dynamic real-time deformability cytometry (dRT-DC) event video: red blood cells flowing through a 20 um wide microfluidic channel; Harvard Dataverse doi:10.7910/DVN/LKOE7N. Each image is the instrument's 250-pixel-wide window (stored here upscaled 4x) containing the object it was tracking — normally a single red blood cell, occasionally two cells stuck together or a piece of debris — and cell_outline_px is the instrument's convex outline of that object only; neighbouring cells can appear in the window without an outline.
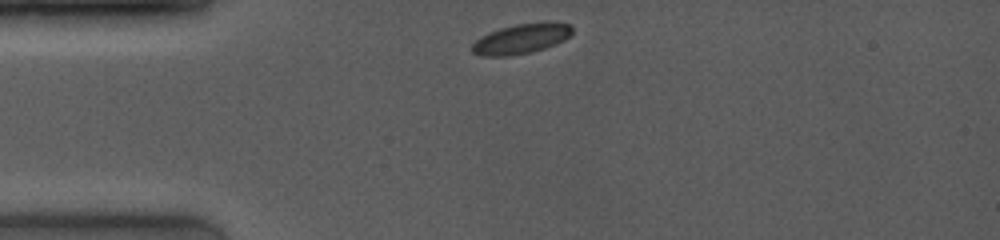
{"species": "common noctule bat (a hibernating species)", "species_latin": "Nyctalus noctula", "temperature_condition": "room temperature", "stored_images_in_passage": 32, "camera_frame_rate_fps": 4000, "um_per_image_px": 0.085, "animal": {"sex": "female", "body_mass_g": 19.0, "forearm_length_mm": 53.3}, "frame": {"image": 1, "passage_image": 1, "time_ms": 0.0, "image_size_px": [1000, 240], "cell_outline_px": [[572, 32], [564, 40], [556, 44], [532, 52], [508, 56], [480, 56], [472, 52], [472, 44], [480, 36], [488, 32], [500, 28], [516, 24], [552, 20], [568, 24], [572, 28]], "centroid_in_image_um": [44.3, 3.28], "position_along_channel_um": 40.7, "area_um2": 17.74}}
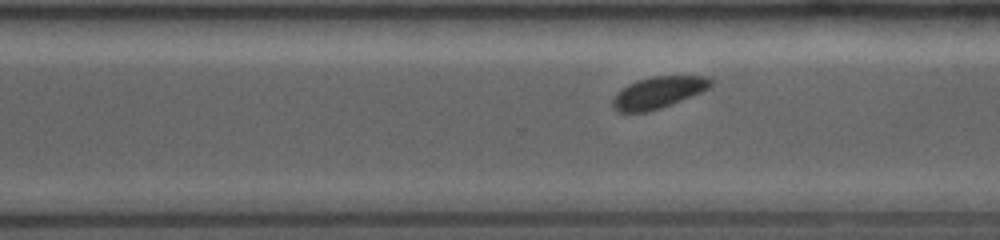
{"frame": {"image": 2, "passage_image": 22, "time_ms": 7.5, "image_size_px": [1000, 240], "cell_outline_px": [[716, 80], [708, 88], [700, 92], [672, 104], [648, 112], [616, 112], [612, 108], [612, 100], [616, 92], [628, 84], [636, 80], [652, 76], [708, 76]], "centroid_in_image_um": [55.93, 7.86], "position_along_channel_um": 314.7, "area_um2": 18.26}}
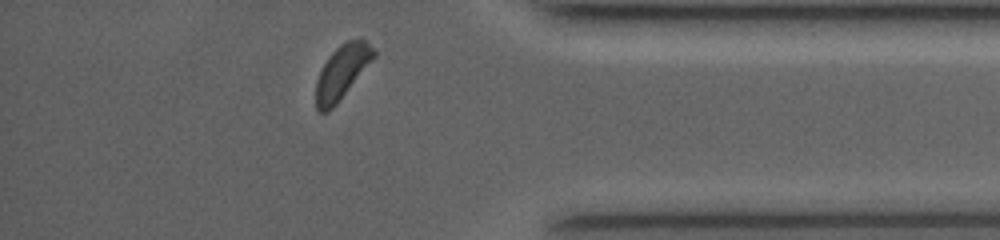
{"frame": {"image": 3, "passage_image": 30, "time_ms": 10.0, "image_size_px": [1000, 240], "cell_outline_px": [[376, 56], [336, 104], [328, 112], [320, 112], [316, 108], [316, 80], [328, 56], [340, 44], [348, 40], [364, 40], [376, 52]], "centroid_in_image_um": [29.05, 6.13], "position_along_channel_um": 406.2, "area_um2": 17.74}, "authors_computed_cell_mechanics": {"area_um2": 18.3226, "velocity_mm_per_s": 4.0177, "shape_relaxation_time_tau1_ms": 3.9888, "shape_relaxation_time_tau2_ms": 3.1859, "deformation_change_tau1": 0.1071, "deformation_change_tau2": 0.0585}}